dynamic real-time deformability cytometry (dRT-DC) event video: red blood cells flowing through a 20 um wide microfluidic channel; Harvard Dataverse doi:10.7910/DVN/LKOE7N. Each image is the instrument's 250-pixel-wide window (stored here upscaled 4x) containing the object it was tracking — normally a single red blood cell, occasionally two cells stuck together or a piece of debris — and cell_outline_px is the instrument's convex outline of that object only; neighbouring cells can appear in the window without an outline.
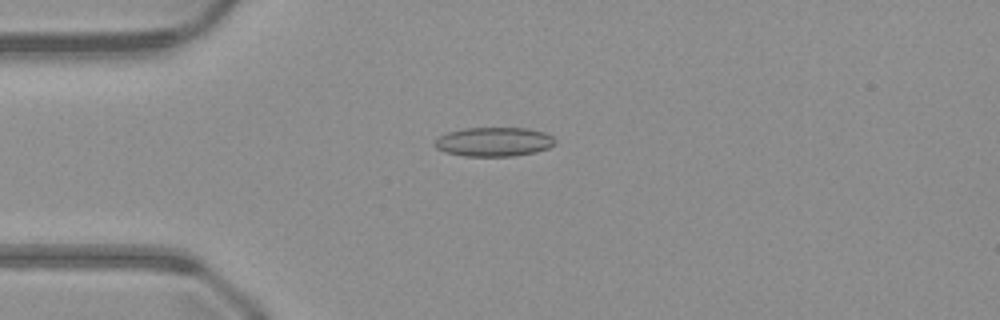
{"species": "common noctule bat (a hibernating species)", "species_latin": "Nyctalus noctula", "temperature_condition": "warm", "stored_images_in_passage": 38, "camera_frame_rate_fps": 3000, "um_per_image_px": 0.085, "animal": {"sex": "male", "body_mass_g": 23.1, "forearm_length_mm": 52.7}, "frame": {"image": 1, "passage_image": 1, "time_ms": 0.0, "image_size_px": [1000, 320], "cell_outline_px": [[556, 144], [548, 148], [536, 152], [512, 156], [464, 156], [444, 152], [436, 148], [432, 144], [440, 136], [448, 132], [464, 128], [524, 128], [544, 132], [552, 136], [556, 140]], "centroid_in_image_um": [41.98, 12.06], "position_along_channel_um": 43.0, "area_um2": 20.52}}
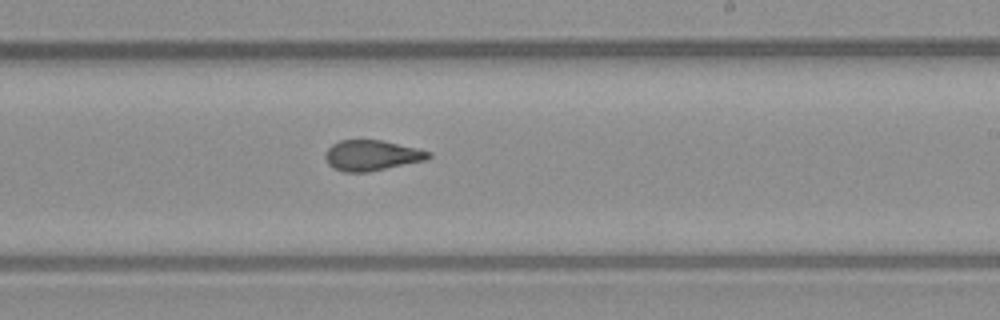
{"frame": {"image": 2, "passage_image": 18, "time_ms": 5.667, "image_size_px": [1000, 320], "cell_outline_px": [[432, 156], [424, 160], [368, 172], [344, 172], [328, 164], [324, 156], [328, 148], [332, 144], [340, 140], [380, 140], [416, 148], [432, 152]], "centroid_in_image_um": [31.58, 13.2], "position_along_channel_um": 257.4, "area_um2": 18.09}}
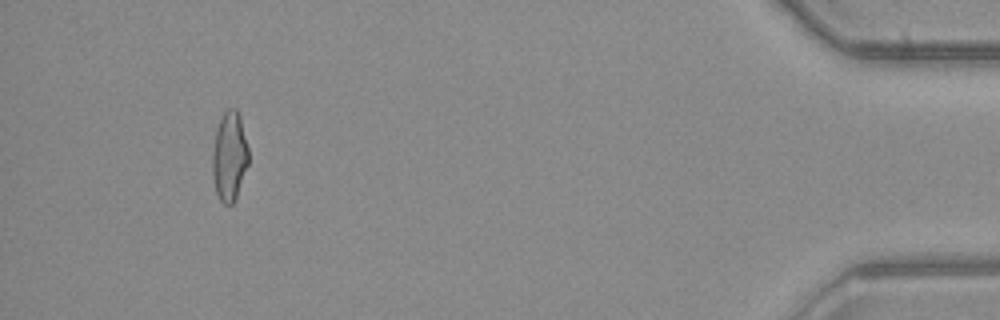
{"frame": {"image": 3, "passage_image": 35, "time_ms": 11.333, "image_size_px": [1000, 320], "cell_outline_px": [[248, 164], [236, 196], [232, 204], [224, 204], [220, 200], [216, 192], [212, 172], [212, 152], [216, 128], [224, 112], [228, 108], [236, 108], [240, 116], [248, 148]], "centroid_in_image_um": [19.49, 13.26], "position_along_channel_um": 415.7, "area_um2": 18.67}}